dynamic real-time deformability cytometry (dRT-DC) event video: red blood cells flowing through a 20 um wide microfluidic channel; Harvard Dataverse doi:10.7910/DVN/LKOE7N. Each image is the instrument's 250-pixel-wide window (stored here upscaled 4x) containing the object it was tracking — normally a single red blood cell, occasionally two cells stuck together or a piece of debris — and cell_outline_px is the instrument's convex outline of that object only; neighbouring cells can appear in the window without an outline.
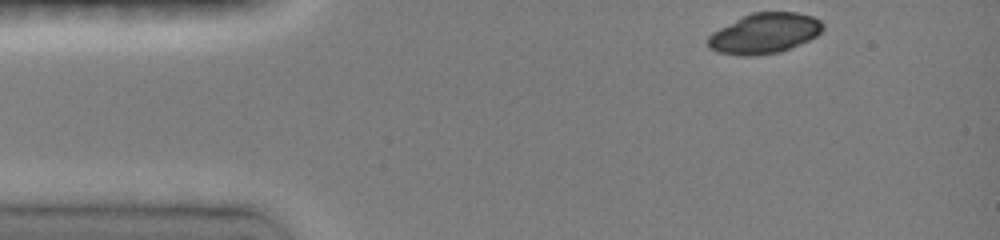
{"species": "common noctule bat (a hibernating species)", "species_latin": "Nyctalus noctula", "temperature_condition": "room temperature", "stored_images_in_passage": 7, "camera_frame_rate_fps": 3000, "um_per_image_px": 0.085, "animal": {"sex": "female", "body_mass_g": 19.0, "forearm_length_mm": 51.5}, "frame": {"image": 1, "passage_image": 1, "time_ms": 0.0, "image_size_px": [1000, 240], "cell_outline_px": [[824, 28], [816, 36], [808, 40], [780, 52], [752, 56], [740, 56], [716, 52], [708, 48], [708, 36], [712, 32], [752, 12], [796, 12], [812, 16], [820, 20], [824, 24]], "centroid_in_image_um": [64.97, 2.84], "position_along_channel_um": 20.0, "area_um2": 26.93}}
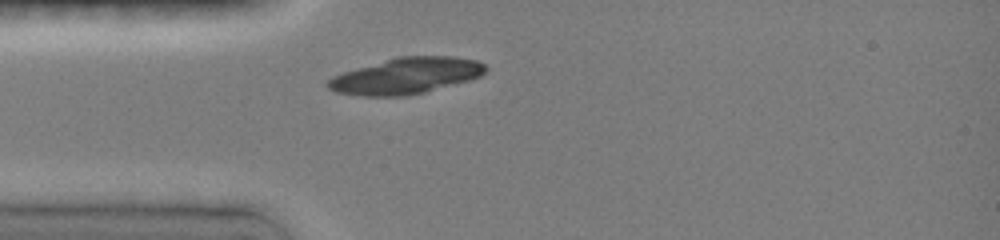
{"frame": {"image": 2, "passage_image": 5, "time_ms": 2.333, "image_size_px": [1000, 240], "cell_outline_px": [[488, 68], [480, 76], [472, 80], [424, 92], [404, 96], [360, 96], [336, 92], [328, 88], [324, 84], [332, 76], [356, 68], [396, 56], [452, 56], [476, 60], [484, 64]], "centroid_in_image_um": [34.51, 6.44], "position_along_channel_um": 50.5, "area_um2": 33.35}}